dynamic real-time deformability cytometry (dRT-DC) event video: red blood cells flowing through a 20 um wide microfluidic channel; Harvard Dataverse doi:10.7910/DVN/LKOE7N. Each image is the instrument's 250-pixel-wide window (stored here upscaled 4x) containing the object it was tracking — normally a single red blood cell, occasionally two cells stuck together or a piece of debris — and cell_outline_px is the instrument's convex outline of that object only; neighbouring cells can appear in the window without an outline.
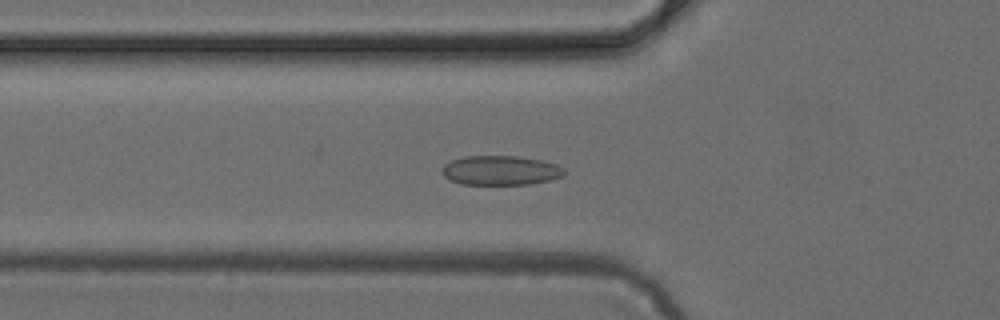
{"species": "common noctule bat (a hibernating species)", "species_latin": "Nyctalus noctula", "temperature_condition": "cold", "stored_images_in_passage": 35, "camera_frame_rate_fps": 3000, "um_per_image_px": 0.085, "animal": {"sex": "female", "body_mass_g": 24.6, "forearm_length_mm": 56.2}, "frame": {"image": 1, "passage_image": 2, "time_ms": 0.333, "image_size_px": [1000, 320], "cell_outline_px": [[564, 176], [552, 180], [528, 184], [460, 184], [444, 176], [440, 168], [444, 164], [452, 160], [464, 156], [520, 156], [544, 160], [556, 164], [564, 168]], "centroid_in_image_um": [42.57, 14.47], "position_along_channel_um": 83.2, "area_um2": 21.15}}
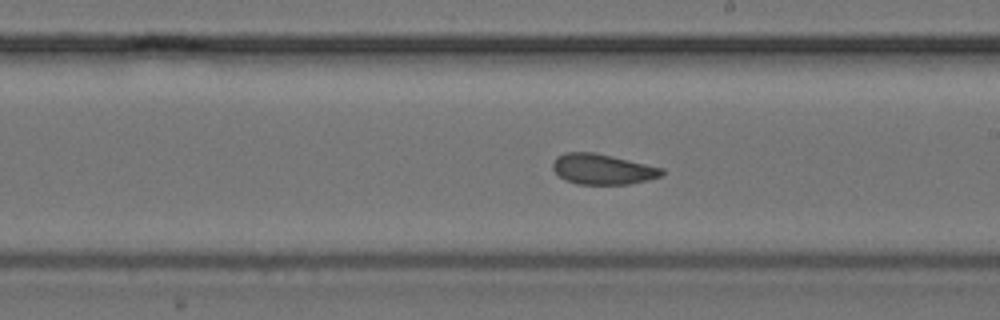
{"frame": {"image": 2, "passage_image": 13, "time_ms": 4.0, "image_size_px": [1000, 320], "cell_outline_px": [[664, 176], [648, 180], [628, 184], [576, 184], [564, 180], [552, 168], [552, 164], [556, 156], [564, 152], [592, 152], [612, 156], [664, 168]], "centroid_in_image_um": [51.22, 14.38], "position_along_channel_um": 237.8, "area_um2": 19.48}}
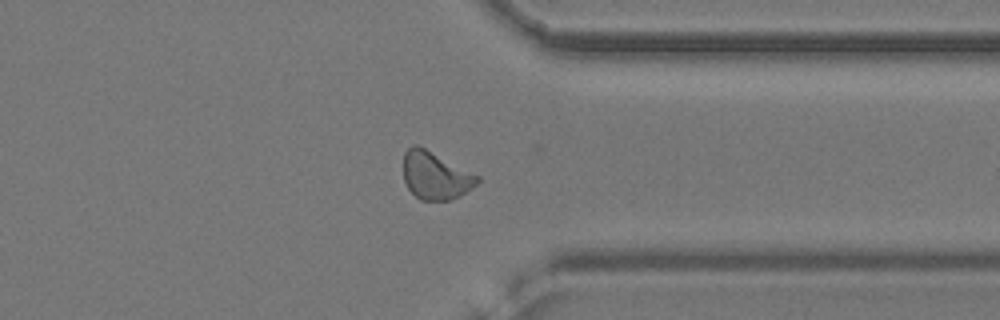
{"frame": {"image": 3, "passage_image": 23, "time_ms": 7.333, "image_size_px": [1000, 320], "cell_outline_px": [[480, 180], [472, 188], [460, 196], [448, 200], [420, 200], [408, 188], [404, 180], [404, 152], [412, 144], [416, 144], [480, 176]], "centroid_in_image_um": [37.01, 14.93], "position_along_channel_um": 374.4, "area_um2": 20.35}}